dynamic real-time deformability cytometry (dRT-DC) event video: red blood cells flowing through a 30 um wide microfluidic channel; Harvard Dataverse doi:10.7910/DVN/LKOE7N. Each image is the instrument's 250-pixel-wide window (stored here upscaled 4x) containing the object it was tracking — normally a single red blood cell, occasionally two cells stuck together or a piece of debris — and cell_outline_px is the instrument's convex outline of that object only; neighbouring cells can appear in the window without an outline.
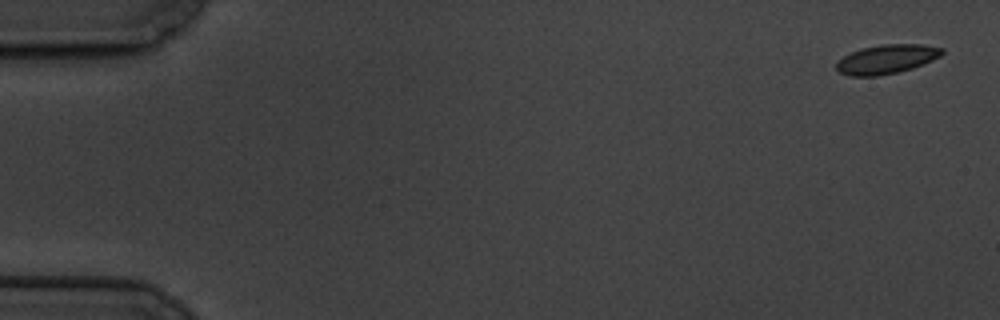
{"species": "common noctule bat (a hibernating species)", "species_latin": "Nyctalus noctula", "temperature_condition": "cold", "stored_images_in_passage": 6, "segment_of_instrument_passage": [1, 2], "camera_frame_rate_fps": 3000, "um_per_image_px": 0.085, "animal": {"sex": "male", "body_mass_g": 19.5, "forearm_length_mm": 54.6}, "frame": {"image": 1, "passage_image": 1, "time_ms": 0.0, "image_size_px": [1000, 320], "cell_outline_px": [[944, 52], [940, 56], [924, 64], [912, 68], [896, 72], [876, 76], [852, 76], [840, 72], [836, 68], [836, 64], [844, 56], [860, 48], [880, 44], [924, 44], [944, 48]], "centroid_in_image_um": [75.39, 5.01], "position_along_channel_um": 9.6, "area_um2": 17.86}}
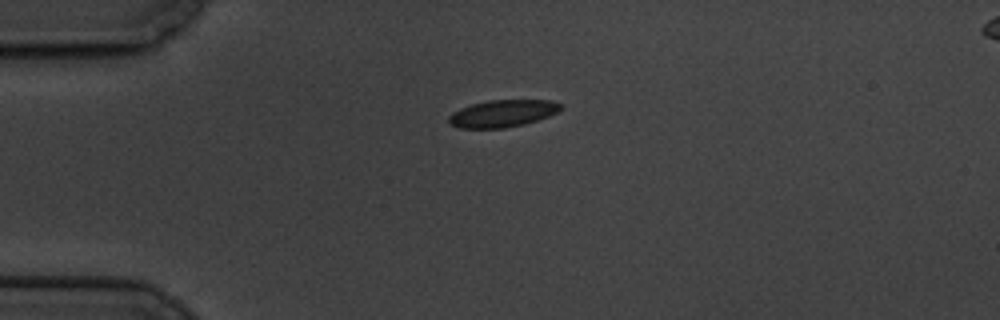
{"frame": {"image": 2, "passage_image": 4, "time_ms": 4.333, "image_size_px": [1000, 320], "cell_outline_px": [[564, 108], [548, 116], [524, 124], [504, 128], [460, 128], [448, 124], [448, 116], [452, 112], [460, 108], [472, 104], [488, 100], [552, 100], [560, 104]], "centroid_in_image_um": [42.68, 9.64], "position_along_channel_um": 42.3, "area_um2": 17.74}}